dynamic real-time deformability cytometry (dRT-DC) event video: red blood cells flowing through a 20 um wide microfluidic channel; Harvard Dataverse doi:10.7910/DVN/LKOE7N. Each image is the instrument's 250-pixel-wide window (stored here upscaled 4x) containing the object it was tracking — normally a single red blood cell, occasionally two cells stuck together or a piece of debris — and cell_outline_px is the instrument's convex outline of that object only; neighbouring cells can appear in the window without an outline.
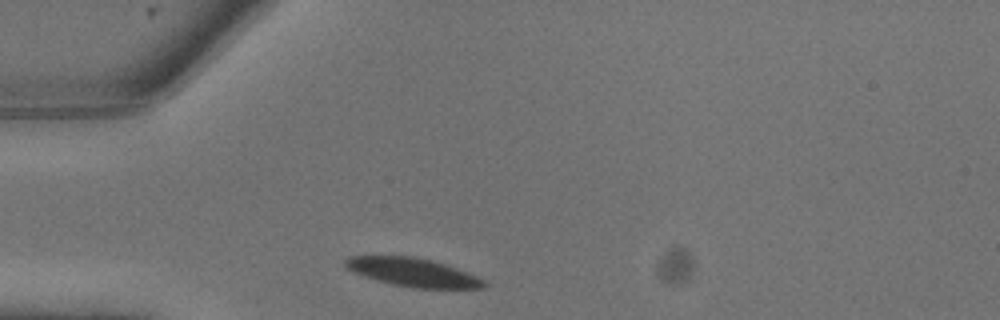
{"species": "common noctule bat (a hibernating species)", "species_latin": "Nyctalus noctula", "temperature_condition": "warm", "stored_images_in_passage": 6, "camera_frame_rate_fps": 3000, "um_per_image_px": 0.085, "animal": {"sex": "male", "body_mass_g": 13.3}, "frame": {"image": 1, "passage_image": 1, "time_ms": 0.0, "image_size_px": [1000, 320], "cell_outline_px": [[488, 284], [484, 288], [412, 288], [392, 284], [376, 280], [364, 276], [348, 268], [344, 264], [344, 260], [352, 256], [412, 256], [432, 260], [456, 268], [476, 276], [484, 280]], "centroid_in_image_um": [35.11, 23.15], "position_along_channel_um": 49.9, "area_um2": 22.77}}
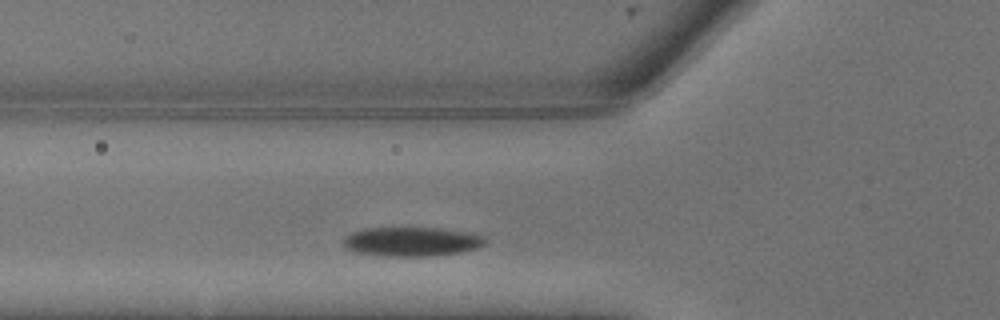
{"frame": {"image": 2, "passage_image": 3, "time_ms": 0.667, "image_size_px": [1000, 320], "cell_outline_px": [[488, 240], [484, 244], [476, 248], [460, 252], [436, 256], [388, 256], [356, 252], [348, 248], [344, 244], [344, 240], [352, 232], [364, 228], [436, 228], [468, 232], [480, 236]], "centroid_in_image_um": [35.02, 20.54], "position_along_channel_um": 90.8, "area_um2": 23.81}}
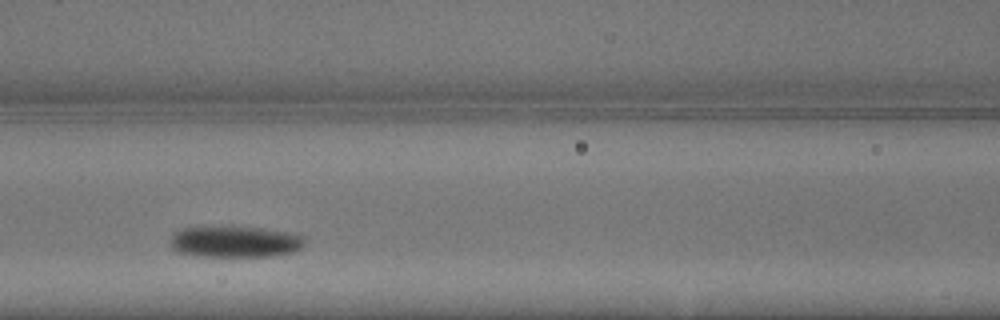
{"frame": {"image": 3, "passage_image": 5, "time_ms": 1.333, "image_size_px": [1000, 320], "cell_outline_px": [[304, 244], [296, 252], [272, 256], [196, 256], [176, 252], [168, 244], [172, 236], [176, 232], [184, 228], [260, 228], [288, 232], [304, 236]], "centroid_in_image_um": [19.98, 20.58], "position_along_channel_um": 146.6, "area_um2": 24.22}}